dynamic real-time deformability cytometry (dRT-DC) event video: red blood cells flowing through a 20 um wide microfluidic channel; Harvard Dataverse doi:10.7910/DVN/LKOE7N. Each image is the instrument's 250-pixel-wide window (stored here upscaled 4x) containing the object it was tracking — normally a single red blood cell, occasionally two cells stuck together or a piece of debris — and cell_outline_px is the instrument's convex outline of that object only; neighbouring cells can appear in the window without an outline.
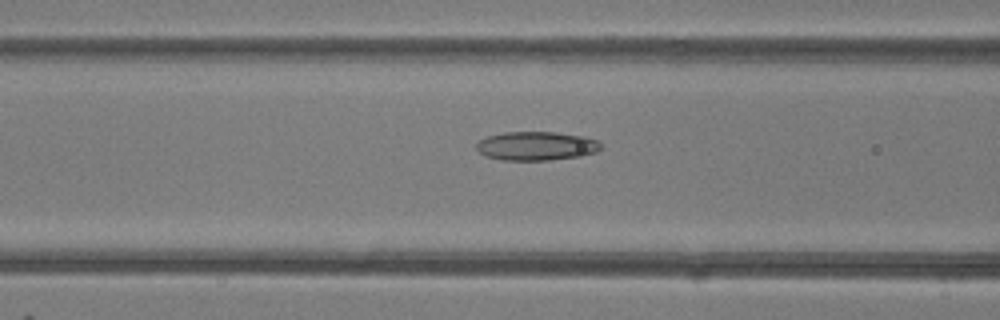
{"species": "common noctule bat (a hibernating species)", "species_latin": "Nyctalus noctula", "temperature_condition": "room temperature", "stored_images_in_passage": 18, "camera_frame_rate_fps": 3000, "um_per_image_px": 0.085, "animal": {"sex": "female"}, "frame": {"image": 1, "passage_image": 16, "time_ms": 5.0, "image_size_px": [1000, 320], "cell_outline_px": [[600, 148], [596, 152], [580, 156], [548, 160], [500, 160], [484, 156], [476, 148], [476, 144], [480, 140], [488, 136], [504, 132], [556, 132], [584, 136], [596, 140], [600, 144]], "centroid_in_image_um": [45.56, 12.41], "position_along_channel_um": 121.0, "area_um2": 20.87}}